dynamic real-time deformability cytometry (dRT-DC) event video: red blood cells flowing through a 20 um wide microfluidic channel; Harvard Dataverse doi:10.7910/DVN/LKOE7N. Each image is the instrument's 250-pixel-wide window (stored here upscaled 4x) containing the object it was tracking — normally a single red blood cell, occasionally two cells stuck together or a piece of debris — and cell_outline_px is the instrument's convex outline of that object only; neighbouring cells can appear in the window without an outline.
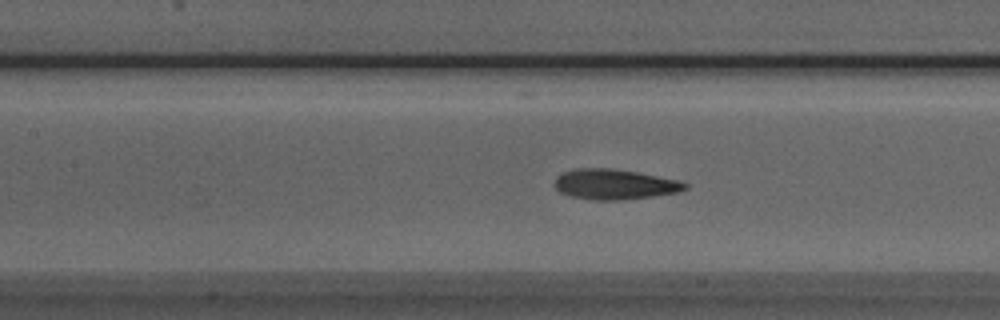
{"species": "Egyptian fruit bat (a non-hibernating species)", "species_latin": "Rousettus aegyptiacus", "temperature_condition": "room temperature", "stored_images_in_passage": 45, "camera_frame_rate_fps": 3000, "um_per_image_px": 0.085, "animal": {"sex": "male"}, "frame": {"image": 1, "passage_image": 20, "time_ms": 6.333, "image_size_px": [1000, 320], "cell_outline_px": [[688, 188], [680, 192], [652, 196], [620, 200], [592, 200], [572, 196], [560, 192], [552, 184], [556, 176], [560, 172], [572, 168], [612, 168], [636, 172], [680, 180], [688, 184]], "centroid_in_image_um": [52.2, 15.65], "position_along_channel_um": 155.2, "area_um2": 23.29}}
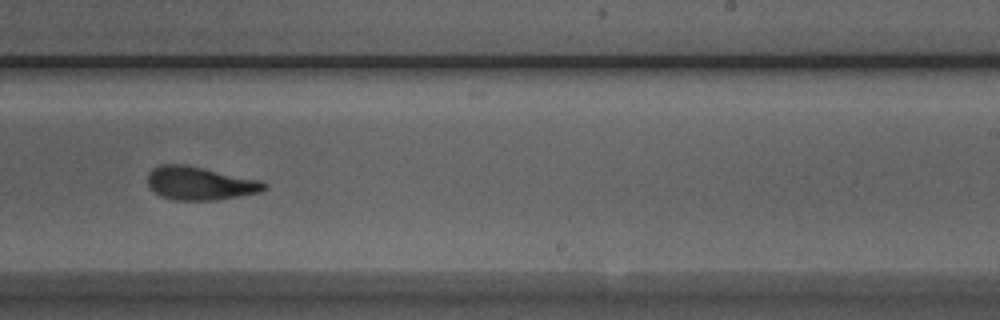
{"frame": {"image": 2, "passage_image": 29, "time_ms": 9.333, "image_size_px": [1000, 320], "cell_outline_px": [[268, 188], [260, 192], [212, 200], [172, 200], [160, 196], [148, 184], [148, 172], [152, 168], [160, 164], [184, 164], [260, 180], [268, 184]], "centroid_in_image_um": [16.98, 15.57], "position_along_channel_um": 272.0, "area_um2": 22.48}}
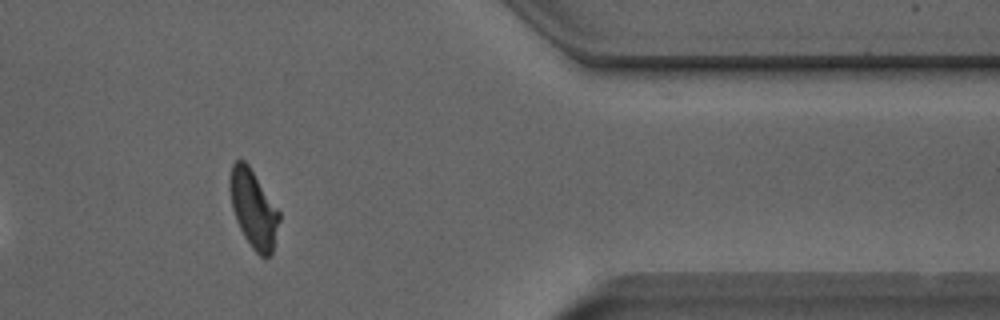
{"frame": {"image": 3, "passage_image": 40, "time_ms": 13.0, "image_size_px": [1000, 320], "cell_outline_px": [[280, 220], [272, 252], [268, 256], [260, 256], [252, 248], [244, 236], [236, 220], [232, 208], [228, 184], [228, 180], [232, 164], [236, 160], [244, 160], [248, 164], [280, 212]], "centroid_in_image_um": [21.52, 17.73], "position_along_channel_um": 389.9, "area_um2": 22.31}, "authors_computed_cell_mechanics": {"area_um2": 22.831, "velocity_mm_per_s": 3.905, "shape_relaxation_time_tau1_ms": 5.0962, "shape_relaxation_time_tau2_ms": 1.982, "deformation_change_tau1": 0.1739, "deformation_change_tau2": 0.1046}}